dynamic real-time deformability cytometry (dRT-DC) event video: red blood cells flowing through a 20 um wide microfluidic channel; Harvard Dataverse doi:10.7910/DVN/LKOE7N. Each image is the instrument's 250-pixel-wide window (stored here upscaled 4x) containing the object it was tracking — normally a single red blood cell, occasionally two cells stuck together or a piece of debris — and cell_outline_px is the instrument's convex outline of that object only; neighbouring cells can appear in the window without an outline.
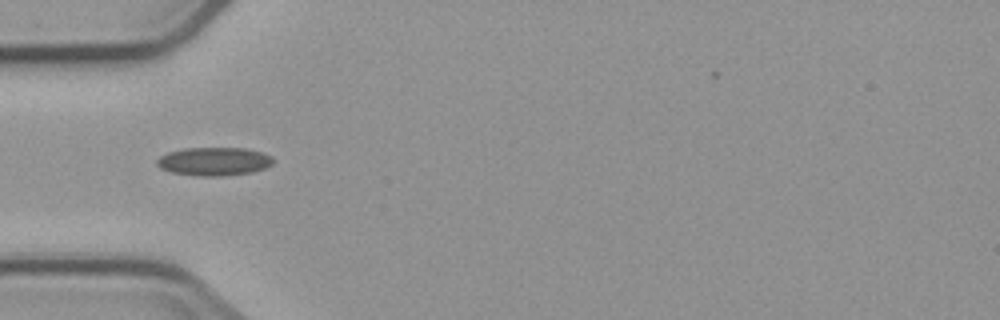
{"species": "common noctule bat (a hibernating species)", "species_latin": "Nyctalus noctula", "temperature_condition": "cold", "stored_images_in_passage": 1, "camera_frame_rate_fps": 3000, "um_per_image_px": 0.085, "animal": {"sex": "male", "body_mass_g": 23.1, "forearm_length_mm": 52.7}, "frame": {"image": 1, "passage_image": 1, "time_ms": 0.0, "image_size_px": [1000, 320], "cell_outline_px": [[276, 160], [272, 164], [264, 168], [252, 172], [220, 176], [196, 176], [172, 172], [160, 168], [156, 164], [156, 160], [160, 156], [168, 152], [184, 148], [244, 148], [264, 152], [272, 156]], "centroid_in_image_um": [18.21, 13.71], "position_along_channel_um": 66.8, "area_um2": 19.36}}